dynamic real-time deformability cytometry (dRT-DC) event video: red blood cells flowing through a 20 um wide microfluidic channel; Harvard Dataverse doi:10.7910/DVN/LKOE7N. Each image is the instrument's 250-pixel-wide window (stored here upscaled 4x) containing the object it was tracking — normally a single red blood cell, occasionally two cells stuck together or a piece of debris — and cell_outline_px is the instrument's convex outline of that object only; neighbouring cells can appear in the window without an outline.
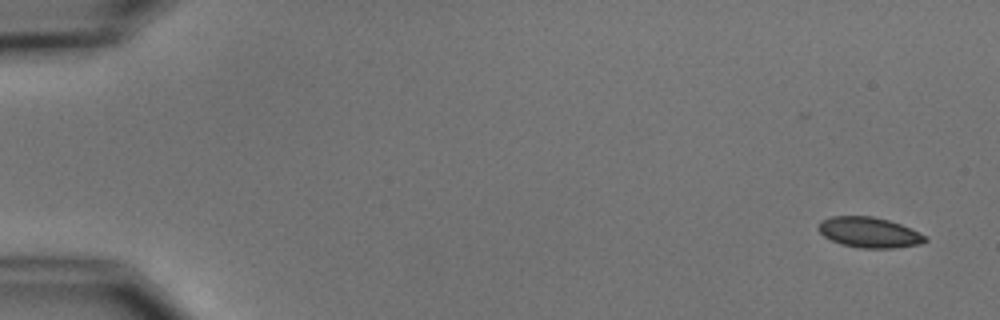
{"species": "common noctule bat (a hibernating species)", "species_latin": "Nyctalus noctula", "temperature_condition": "cold", "stored_images_in_passage": 5, "camera_frame_rate_fps": 3000, "um_per_image_px": 0.085, "animal": {"sex": "male", "body_mass_g": 15.6}, "frame": {"image": 1, "passage_image": 1, "time_ms": 0.0, "image_size_px": [1000, 320], "cell_outline_px": [[928, 240], [920, 244], [896, 248], [860, 248], [840, 244], [824, 236], [820, 232], [820, 220], [832, 216], [872, 216], [888, 220], [900, 224], [928, 236]], "centroid_in_image_um": [73.91, 19.76], "position_along_channel_um": 11.1, "area_um2": 18.9}}
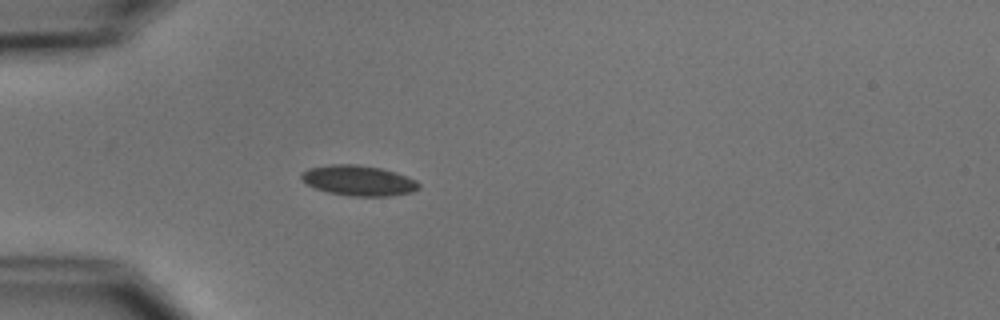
{"frame": {"image": 2, "passage_image": 5, "time_ms": 4.667, "image_size_px": [1000, 320], "cell_outline_px": [[420, 188], [412, 192], [388, 196], [352, 196], [328, 192], [316, 188], [308, 184], [300, 176], [300, 172], [308, 168], [332, 164], [356, 164], [380, 168], [396, 172], [416, 180], [420, 184]], "centroid_in_image_um": [30.49, 15.34], "position_along_channel_um": 54.5, "area_um2": 20.69}}